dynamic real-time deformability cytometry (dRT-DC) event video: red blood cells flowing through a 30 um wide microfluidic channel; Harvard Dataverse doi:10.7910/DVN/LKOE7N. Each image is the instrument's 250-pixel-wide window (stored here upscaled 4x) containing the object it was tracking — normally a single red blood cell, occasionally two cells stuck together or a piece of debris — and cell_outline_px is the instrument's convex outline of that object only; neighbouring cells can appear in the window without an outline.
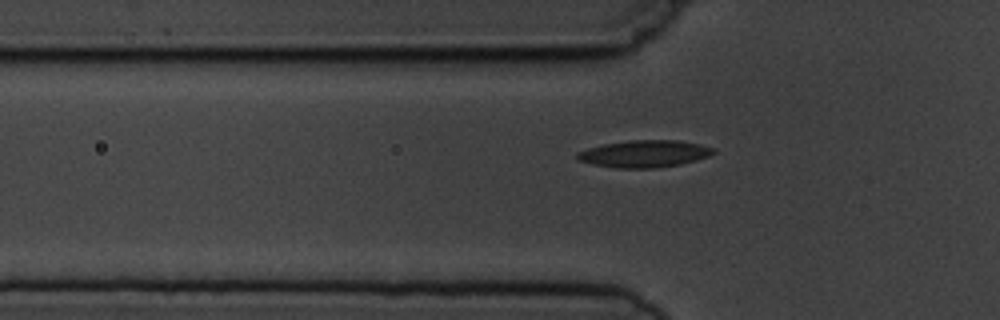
{"species": "common noctule bat (a hibernating species)", "species_latin": "Nyctalus noctula", "temperature_condition": "cold", "stored_images_in_passage": 7, "segment_of_instrument_passage": [2, 2], "camera_frame_rate_fps": 3000, "um_per_image_px": 0.085, "animal": {"sex": "male", "body_mass_g": 19.5, "forearm_length_mm": 54.6}, "frame": {"image": 1, "passage_image": 7, "time_ms": 7.0, "image_size_px": [1000, 320], "cell_outline_px": [[716, 152], [708, 156], [696, 160], [680, 164], [652, 168], [616, 168], [592, 164], [580, 160], [576, 156], [576, 152], [588, 148], [604, 144], [628, 140], [680, 140], [700, 144], [716, 148]], "centroid_in_image_um": [54.79, 13.06], "position_along_channel_um": 71.0, "area_um2": 21.5}}